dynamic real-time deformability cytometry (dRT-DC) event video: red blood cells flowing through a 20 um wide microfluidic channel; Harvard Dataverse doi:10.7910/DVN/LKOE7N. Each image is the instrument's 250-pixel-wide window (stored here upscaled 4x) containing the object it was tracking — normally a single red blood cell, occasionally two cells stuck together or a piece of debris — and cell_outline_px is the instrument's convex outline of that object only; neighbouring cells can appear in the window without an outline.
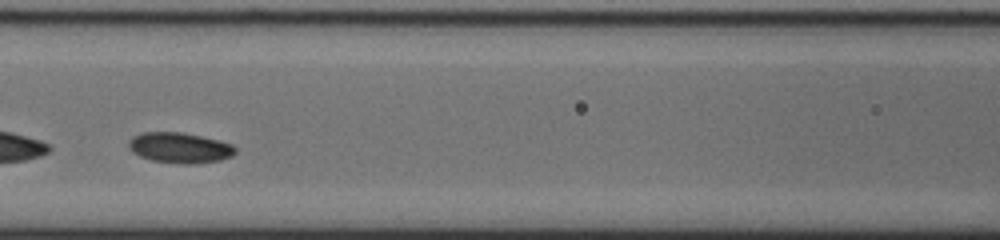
{"species": "common noctule bat (a hibernating species)", "species_latin": "Nyctalus noctula", "temperature_condition": "cold", "stored_images_in_passage": 46, "camera_frame_rate_fps": 3000, "um_per_image_px": 0.085, "animal": {"sex": "male", "body_mass_g": 20.0, "forearm_length_mm": 53.3}, "frame": {"image": 1, "passage_image": 14, "time_ms": 4.333, "image_size_px": [1000, 240], "cell_outline_px": [[236, 152], [232, 156], [220, 160], [196, 164], [180, 164], [152, 160], [140, 156], [132, 152], [128, 148], [128, 140], [132, 136], [144, 132], [180, 132], [220, 140], [232, 144], [236, 148]], "centroid_in_image_um": [15.27, 12.56], "position_along_channel_um": 151.3, "area_um2": 19.13}}
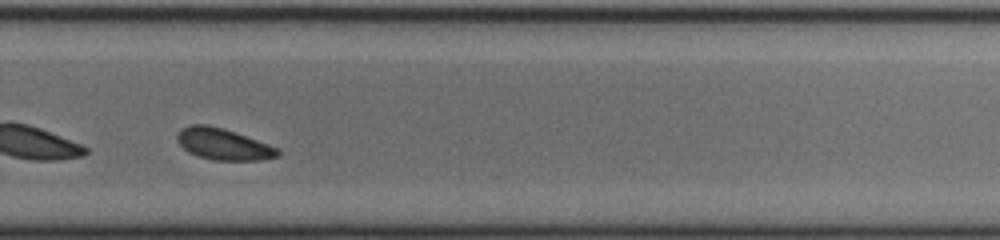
{"frame": {"image": 2, "passage_image": 27, "time_ms": 8.667, "image_size_px": [1000, 240], "cell_outline_px": [[280, 156], [260, 160], [212, 160], [196, 156], [188, 152], [176, 140], [176, 136], [180, 128], [188, 124], [208, 124], [224, 128], [236, 132], [280, 148]], "centroid_in_image_um": [18.97, 12.24], "position_along_channel_um": 310.8, "area_um2": 18.79}}
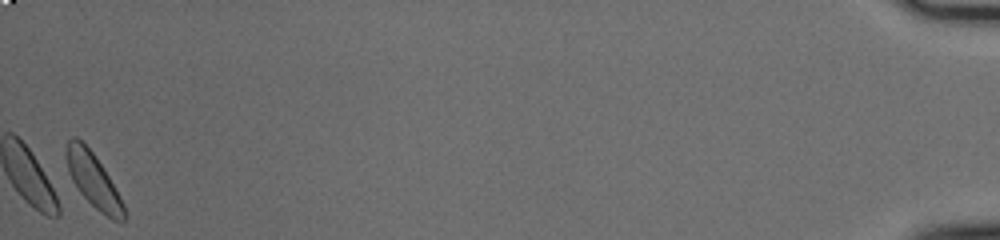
{"frame": {"image": 3, "passage_image": 45, "time_ms": 14.667, "image_size_px": [1000, 240], "cell_outline_px": [[124, 220], [120, 224], [112, 220], [100, 212], [80, 192], [72, 180], [68, 172], [64, 156], [64, 152], [68, 140], [72, 136], [76, 136], [92, 152], [104, 168], [120, 196], [124, 204]], "centroid_in_image_um": [7.91, 15.31], "position_along_channel_um": 427.3, "area_um2": 18.26}, "authors_computed_cell_mechanics": {"area_um2": 18.5538, "velocity_mm_per_s": 3.6947, "shape_relaxation_time_tau1_ms": 3.4703, "shape_relaxation_time_tau2_ms": 5.91, "deformation_change_tau1": 0.0646, "deformation_change_tau2": 0.0942}}